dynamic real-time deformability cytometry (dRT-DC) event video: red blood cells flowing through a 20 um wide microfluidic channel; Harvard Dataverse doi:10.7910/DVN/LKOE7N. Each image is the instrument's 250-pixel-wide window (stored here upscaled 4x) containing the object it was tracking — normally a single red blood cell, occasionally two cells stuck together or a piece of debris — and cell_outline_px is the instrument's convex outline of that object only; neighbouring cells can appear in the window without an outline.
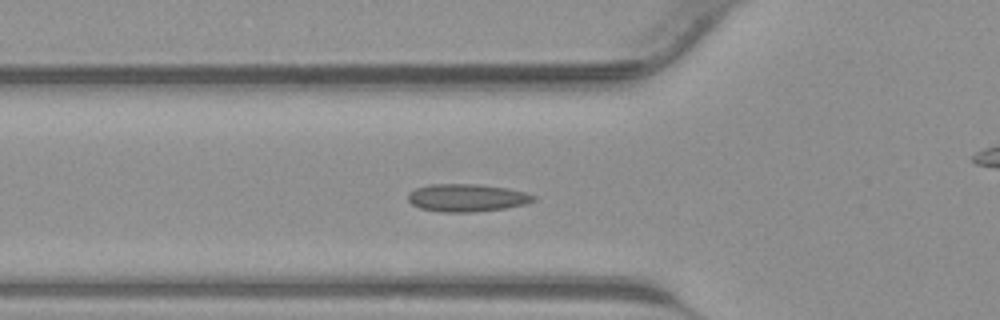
{"species": "common noctule bat (a hibernating species)", "species_latin": "Nyctalus noctula", "temperature_condition": "warm", "stored_images_in_passage": 43, "camera_frame_rate_fps": 3000, "um_per_image_px": 0.085, "animal": {"sex": "male", "body_mass_g": 23.1, "forearm_length_mm": 52.7}, "frame": {"image": 1, "passage_image": 14, "time_ms": 4.333, "image_size_px": [1000, 320], "cell_outline_px": [[536, 200], [524, 204], [508, 208], [472, 212], [440, 212], [420, 208], [412, 204], [408, 200], [408, 192], [416, 188], [428, 184], [480, 184], [508, 188], [524, 192], [536, 196]], "centroid_in_image_um": [39.68, 16.81], "position_along_channel_um": 86.1, "area_um2": 20.4}}
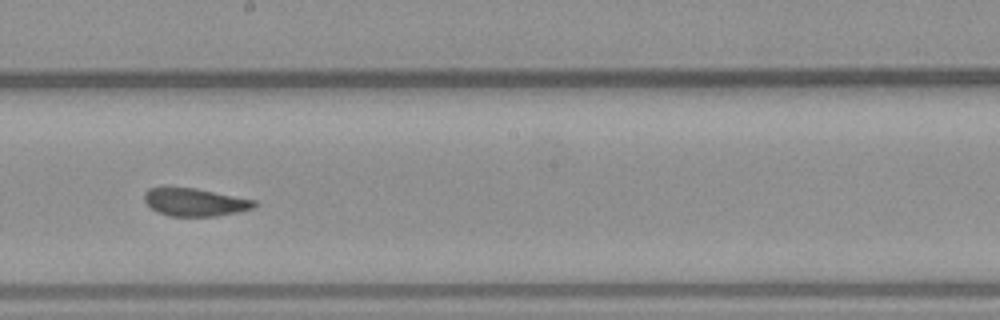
{"frame": {"image": 2, "passage_image": 23, "time_ms": 7.333, "image_size_px": [1000, 320], "cell_outline_px": [[256, 204], [252, 208], [236, 212], [216, 216], [172, 216], [156, 212], [144, 200], [144, 192], [148, 188], [196, 188], [256, 200]], "centroid_in_image_um": [16.55, 17.18], "position_along_channel_um": 231.6, "area_um2": 17.63}}
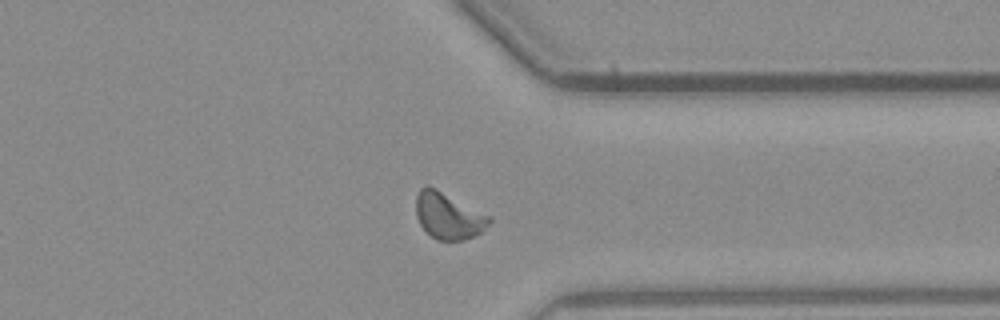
{"frame": {"image": 3, "passage_image": 32, "time_ms": 10.333, "image_size_px": [1000, 320], "cell_outline_px": [[492, 220], [480, 232], [472, 236], [460, 240], [436, 240], [420, 224], [416, 216], [416, 196], [420, 188], [428, 184], [492, 216]], "centroid_in_image_um": [38.1, 18.31], "position_along_channel_um": 373.3, "area_um2": 19.77}}